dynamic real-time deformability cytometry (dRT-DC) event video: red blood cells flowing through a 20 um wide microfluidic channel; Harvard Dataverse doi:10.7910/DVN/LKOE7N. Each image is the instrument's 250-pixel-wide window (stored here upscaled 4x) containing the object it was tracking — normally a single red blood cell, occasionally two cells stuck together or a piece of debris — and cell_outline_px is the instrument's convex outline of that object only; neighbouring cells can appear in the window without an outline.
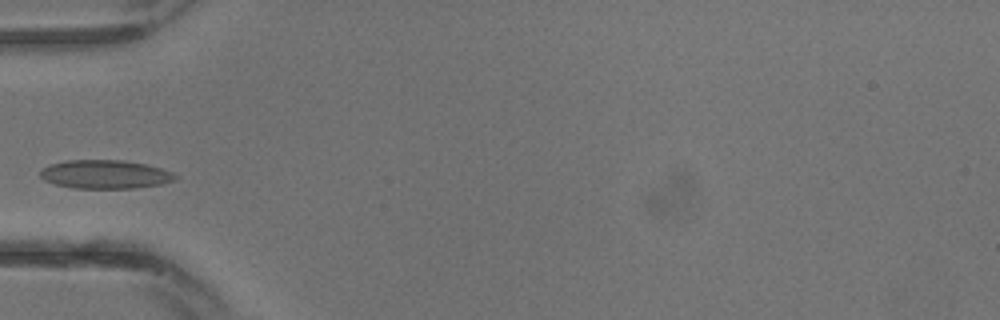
{"species": "common noctule bat (a hibernating species)", "species_latin": "Nyctalus noctula", "temperature_condition": "warm", "stored_images_in_passage": 6, "camera_frame_rate_fps": 3000, "um_per_image_px": 0.085, "animal": {"sex": "male", "body_mass_g": 13.3}, "frame": {"image": 1, "passage_image": 5, "time_ms": 1.333, "image_size_px": [1000, 320], "cell_outline_px": [[176, 180], [160, 184], [136, 188], [72, 188], [56, 184], [44, 180], [40, 176], [40, 168], [52, 164], [68, 160], [124, 160], [148, 164], [172, 172], [176, 176]], "centroid_in_image_um": [8.93, 14.81], "position_along_channel_um": 76.1, "area_um2": 22.54}}